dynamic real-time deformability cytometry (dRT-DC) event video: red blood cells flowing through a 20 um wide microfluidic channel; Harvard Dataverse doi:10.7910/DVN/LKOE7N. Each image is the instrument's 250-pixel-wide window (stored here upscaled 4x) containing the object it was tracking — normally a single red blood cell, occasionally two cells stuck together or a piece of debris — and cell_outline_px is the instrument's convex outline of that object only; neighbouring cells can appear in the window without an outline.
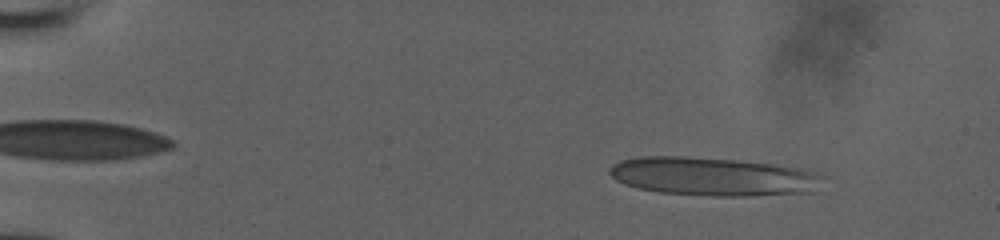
{"species": "human", "species_latin": "Homo sapiens", "temperature_condition": "room temperature", "stored_images_in_passage": 13, "camera_frame_rate_fps": 3000, "um_per_image_px": 0.085, "donor": {"sex": "male"}, "frame": {"image": 1, "passage_image": 6, "time_ms": 1.667, "image_size_px": [1000, 240], "cell_outline_px": [[824, 176], [812, 192], [744, 196], [712, 196], [660, 192], [636, 188], [624, 184], [616, 180], [608, 172], [608, 168], [612, 164], [620, 160], [640, 156], [688, 156], [736, 160], [772, 164], [800, 168], [816, 172]], "centroid_in_image_um": [60.54, 14.99], "position_along_channel_um": 24.5, "area_um2": 47.92}}
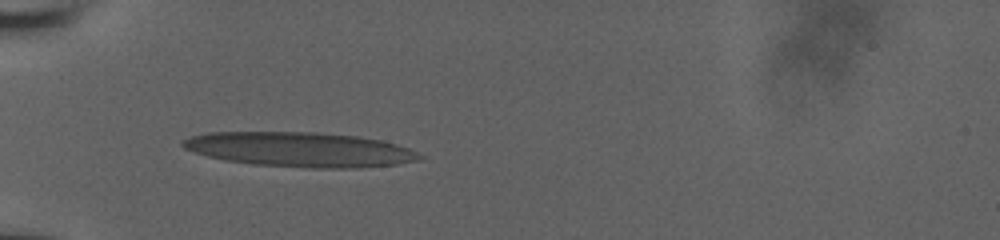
{"frame": {"image": 2, "passage_image": 11, "time_ms": 5.333, "image_size_px": [1000, 240], "cell_outline_px": [[424, 156], [416, 160], [396, 164], [356, 168], [308, 168], [252, 164], [224, 160], [208, 156], [184, 148], [180, 144], [180, 140], [192, 136], [208, 132], [316, 132], [356, 136], [380, 140], [396, 144], [408, 148]], "centroid_in_image_um": [25.45, 12.71], "position_along_channel_um": 59.5, "area_um2": 47.8}}
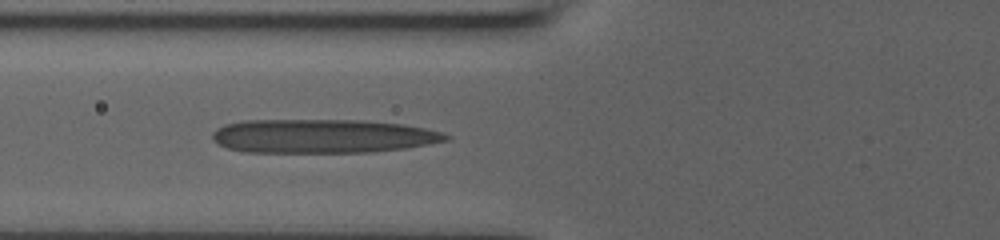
{"frame": {"image": 3, "passage_image": 13, "time_ms": 6.667, "image_size_px": [1000, 240], "cell_outline_px": [[452, 136], [448, 140], [428, 144], [404, 148], [372, 152], [244, 152], [228, 148], [220, 144], [212, 136], [212, 132], [216, 128], [224, 124], [248, 120], [360, 120], [400, 124], [424, 128], [440, 132]], "centroid_in_image_um": [27.4, 11.57], "position_along_channel_um": 98.4, "area_um2": 45.89}}